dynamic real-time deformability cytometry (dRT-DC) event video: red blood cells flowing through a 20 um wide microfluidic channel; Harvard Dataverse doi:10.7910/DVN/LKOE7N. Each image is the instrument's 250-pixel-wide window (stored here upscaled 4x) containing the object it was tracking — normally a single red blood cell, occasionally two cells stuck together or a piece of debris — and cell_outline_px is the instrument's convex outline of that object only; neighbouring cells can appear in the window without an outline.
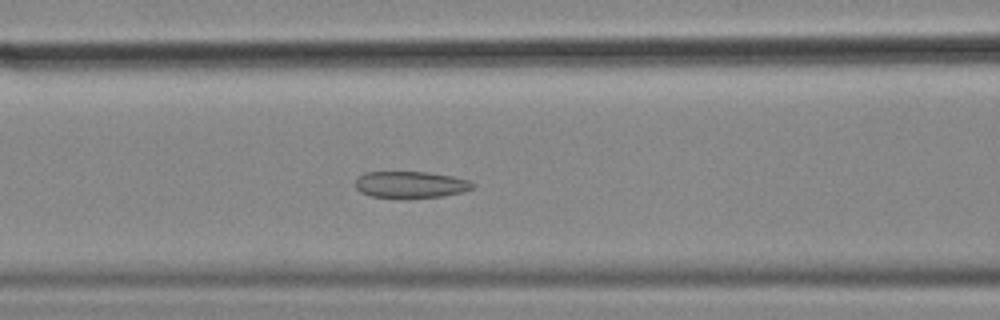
{"species": "common noctule bat (a hibernating species)", "species_latin": "Nyctalus noctula", "temperature_condition": "cold", "stored_images_in_passage": 56, "camera_frame_rate_fps": 3000, "um_per_image_px": 0.085, "animal": {"sex": "female", "body_mass_g": 18.4}, "frame": {"image": 1, "passage_image": 22, "time_ms": 7.0, "image_size_px": [1000, 320], "cell_outline_px": [[476, 184], [472, 188], [464, 192], [444, 196], [404, 200], [372, 196], [360, 192], [356, 188], [356, 180], [364, 172], [428, 172], [452, 176], [468, 180]], "centroid_in_image_um": [34.92, 15.72], "position_along_channel_um": 131.7, "area_um2": 18.73}}
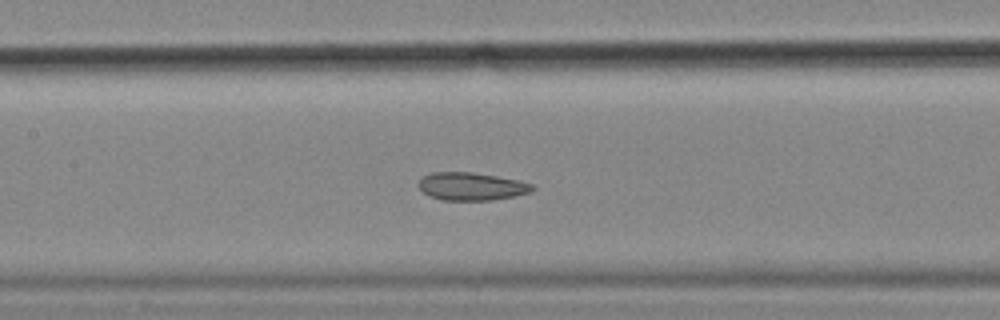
{"frame": {"image": 2, "passage_image": 25, "time_ms": 8.0, "image_size_px": [1000, 320], "cell_outline_px": [[536, 188], [532, 192], [516, 196], [492, 200], [444, 200], [428, 196], [416, 184], [424, 176], [432, 172], [472, 172], [496, 176], [516, 180], [532, 184]], "centroid_in_image_um": [40.08, 15.85], "position_along_channel_um": 167.3, "area_um2": 18.5}}
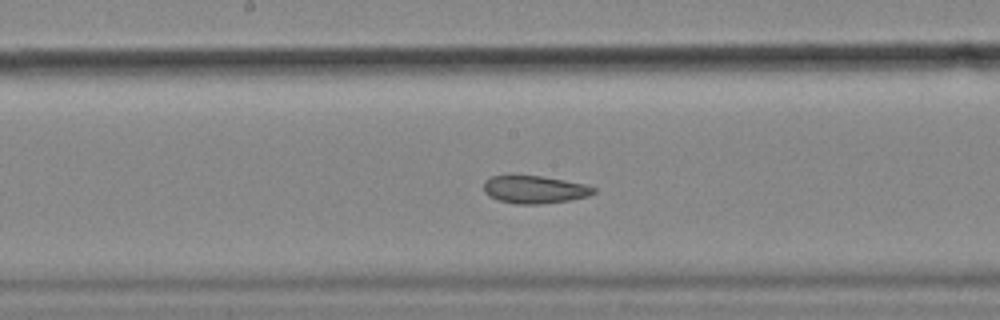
{"frame": {"image": 3, "passage_image": 28, "time_ms": 9.0, "image_size_px": [1000, 320], "cell_outline_px": [[596, 192], [588, 196], [568, 200], [540, 204], [516, 204], [500, 200], [488, 196], [484, 192], [484, 180], [492, 176], [544, 176], [584, 184], [596, 188]], "centroid_in_image_um": [45.43, 16.11], "position_along_channel_um": 202.8, "area_um2": 17.63}, "authors_computed_cell_mechanics": {"area_um2": 21.2126, "velocity_mm_per_s": 3.5606, "shape_relaxation_time_tau1_ms": null, "shape_relaxation_time_tau2_ms": 2.7451, "deformation_change_tau1": null, "deformation_change_tau2": 0.0916}}